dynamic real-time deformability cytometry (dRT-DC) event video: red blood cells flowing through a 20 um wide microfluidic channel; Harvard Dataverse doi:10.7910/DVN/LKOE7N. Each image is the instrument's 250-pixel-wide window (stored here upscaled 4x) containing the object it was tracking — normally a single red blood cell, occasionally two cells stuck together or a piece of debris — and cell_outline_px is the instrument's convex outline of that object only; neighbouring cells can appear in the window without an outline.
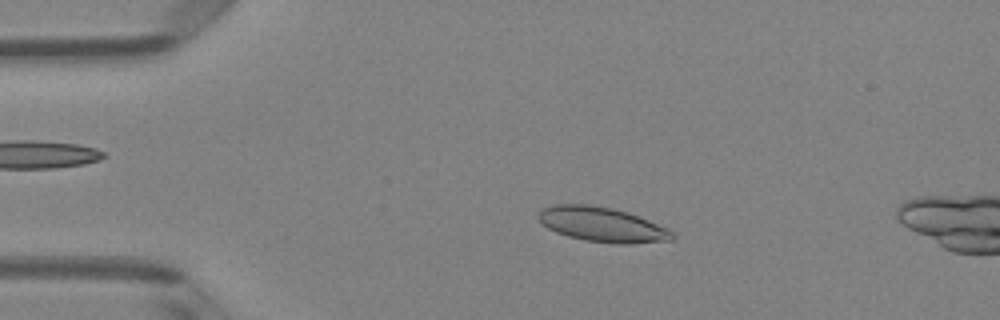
{"species": "Egyptian fruit bat (a non-hibernating species)", "species_latin": "Rousettus aegyptiacus", "temperature_condition": "room temperature", "stored_images_in_passage": 7, "camera_frame_rate_fps": 3000, "um_per_image_px": 0.085, "animal": {"sex": "female"}, "frame": {"image": 1, "passage_image": 3, "time_ms": 0.667, "image_size_px": [1000, 320], "cell_outline_px": [[676, 236], [672, 240], [632, 244], [616, 244], [584, 240], [568, 236], [556, 232], [548, 228], [536, 216], [540, 208], [556, 204], [588, 204], [612, 208], [628, 212], [668, 228]], "centroid_in_image_um": [51.18, 19.08], "position_along_channel_um": 33.8, "area_um2": 27.22}}